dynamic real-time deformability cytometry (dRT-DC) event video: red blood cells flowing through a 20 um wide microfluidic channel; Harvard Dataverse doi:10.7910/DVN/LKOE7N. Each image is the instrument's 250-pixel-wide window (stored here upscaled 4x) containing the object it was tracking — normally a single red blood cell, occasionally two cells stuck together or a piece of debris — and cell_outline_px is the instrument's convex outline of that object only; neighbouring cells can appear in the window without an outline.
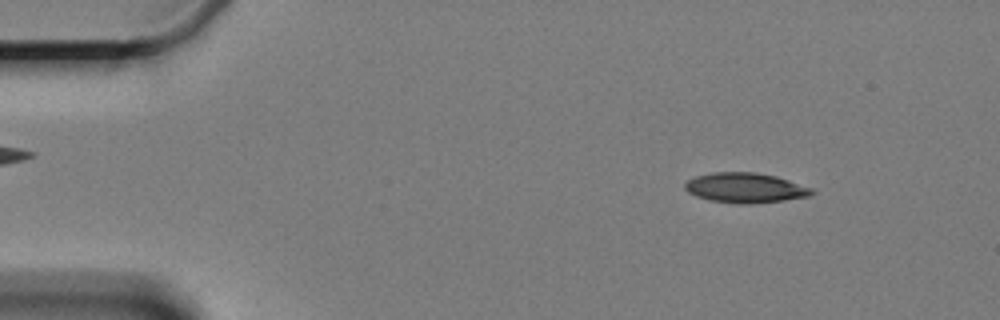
{"species": "Egyptian fruit bat (a non-hibernating species)", "species_latin": "Rousettus aegyptiacus", "temperature_condition": "cold", "stored_images_in_passage": 4, "camera_frame_rate_fps": 3000, "um_per_image_px": 0.085, "animal": {"sex": "female"}, "frame": {"image": 1, "passage_image": 1, "time_ms": 0.0, "image_size_px": [1000, 320], "cell_outline_px": [[816, 192], [812, 196], [784, 200], [752, 204], [736, 204], [708, 200], [696, 196], [688, 192], [684, 188], [684, 184], [688, 180], [696, 176], [716, 172], [756, 172], [776, 176], [812, 188]], "centroid_in_image_um": [63.36, 15.97], "position_along_channel_um": 21.6, "area_um2": 22.31}}
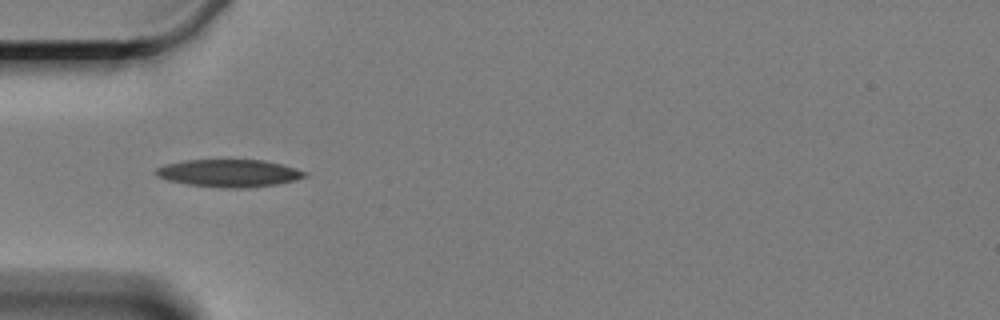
{"frame": {"image": 2, "passage_image": 4, "time_ms": 3.667, "image_size_px": [1000, 320], "cell_outline_px": [[308, 176], [296, 180], [276, 184], [248, 188], [220, 188], [188, 184], [168, 180], [156, 176], [156, 168], [168, 164], [184, 160], [264, 160], [296, 168], [308, 172]], "centroid_in_image_um": [19.51, 14.72], "position_along_channel_um": 65.5, "area_um2": 23.87}}